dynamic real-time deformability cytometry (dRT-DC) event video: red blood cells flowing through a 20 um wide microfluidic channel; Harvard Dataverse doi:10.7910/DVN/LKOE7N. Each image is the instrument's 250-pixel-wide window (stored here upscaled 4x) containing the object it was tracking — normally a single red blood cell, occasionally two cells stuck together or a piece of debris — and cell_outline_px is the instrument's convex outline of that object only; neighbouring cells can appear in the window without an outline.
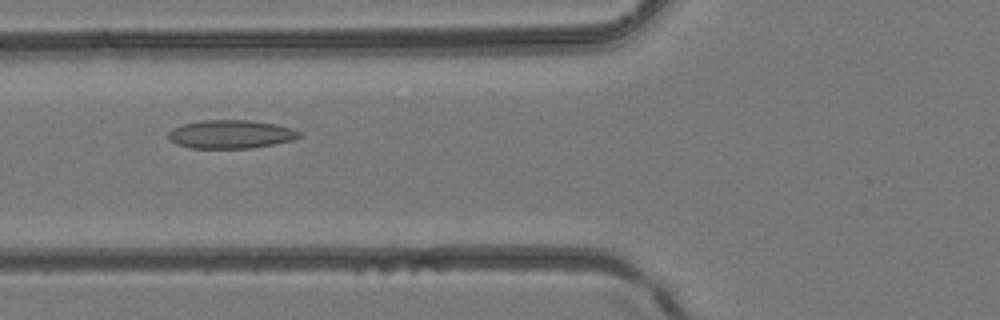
{"species": "common noctule bat (a hibernating species)", "species_latin": "Nyctalus noctula", "temperature_condition": "room temperature", "stored_images_in_passage": 41, "camera_frame_rate_fps": 3000, "um_per_image_px": 0.085, "animal": {"sex": "female", "body_mass_g": 24.6, "forearm_length_mm": 56.2}, "frame": {"image": 1, "passage_image": 16, "time_ms": 5.0, "image_size_px": [1000, 320], "cell_outline_px": [[304, 136], [292, 140], [276, 144], [252, 148], [192, 148], [176, 144], [168, 136], [168, 132], [172, 128], [184, 124], [204, 120], [248, 120], [276, 124], [292, 128], [304, 132]], "centroid_in_image_um": [19.69, 11.41], "position_along_channel_um": 106.1, "area_um2": 21.85}}
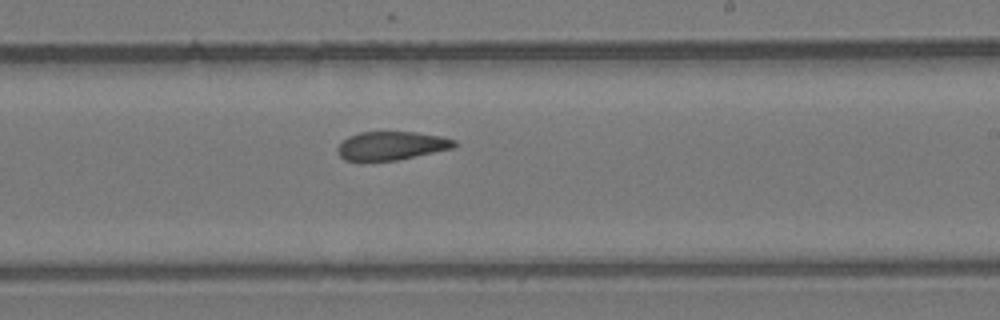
{"frame": {"image": 2, "passage_image": 25, "time_ms": 8.0, "image_size_px": [1000, 320], "cell_outline_px": [[460, 144], [456, 148], [396, 160], [344, 160], [336, 152], [336, 148], [348, 136], [360, 132], [416, 132], [440, 136], [456, 140]], "centroid_in_image_um": [33.32, 12.38], "position_along_channel_um": 255.7, "area_um2": 19.48}}
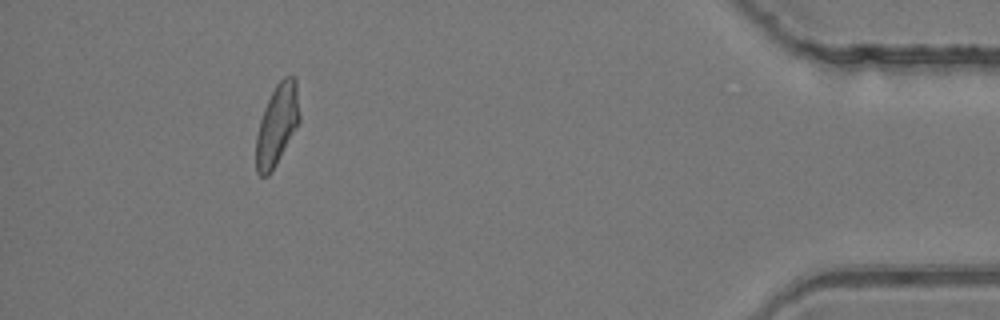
{"frame": {"image": 3, "passage_image": 38, "time_ms": 12.333, "image_size_px": [1000, 320], "cell_outline_px": [[300, 120], [276, 164], [268, 176], [260, 176], [256, 172], [256, 136], [260, 120], [264, 108], [276, 84], [284, 76], [296, 76], [300, 116]], "centroid_in_image_um": [23.55, 10.58], "position_along_channel_um": 411.7, "area_um2": 20.35}}